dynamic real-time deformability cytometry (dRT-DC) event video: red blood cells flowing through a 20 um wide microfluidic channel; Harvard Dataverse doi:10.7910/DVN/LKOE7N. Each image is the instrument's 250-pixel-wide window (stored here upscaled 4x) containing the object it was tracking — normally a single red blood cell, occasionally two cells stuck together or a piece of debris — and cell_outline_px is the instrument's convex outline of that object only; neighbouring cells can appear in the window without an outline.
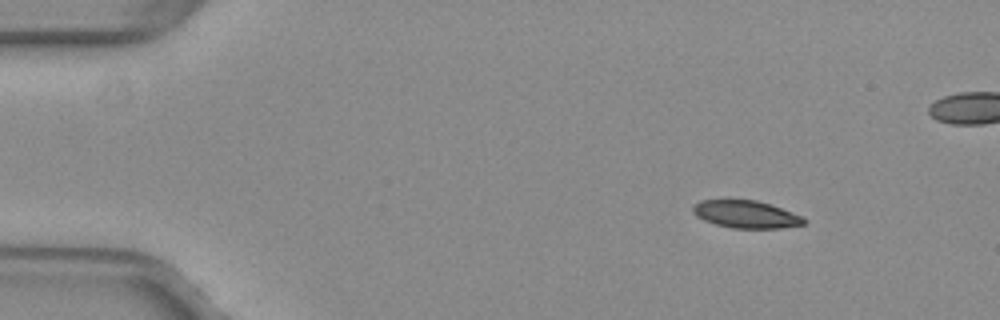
{"species": "common noctule bat (a hibernating species)", "species_latin": "Nyctalus noctula", "temperature_condition": "warm", "stored_images_in_passage": 22, "camera_frame_rate_fps": 3000, "um_per_image_px": 0.085, "animal": {"sex": "female", "body_mass_g": 29.2, "forearm_length_mm": 56.3}, "frame": {"image": 1, "passage_image": 7, "time_ms": 2.0, "image_size_px": [1000, 320], "cell_outline_px": [[804, 224], [780, 228], [732, 228], [716, 224], [704, 220], [696, 216], [692, 212], [692, 208], [700, 200], [728, 196], [756, 200], [792, 212], [800, 216], [804, 220]], "centroid_in_image_um": [63.29, 18.16], "position_along_channel_um": 21.7, "area_um2": 18.26}}
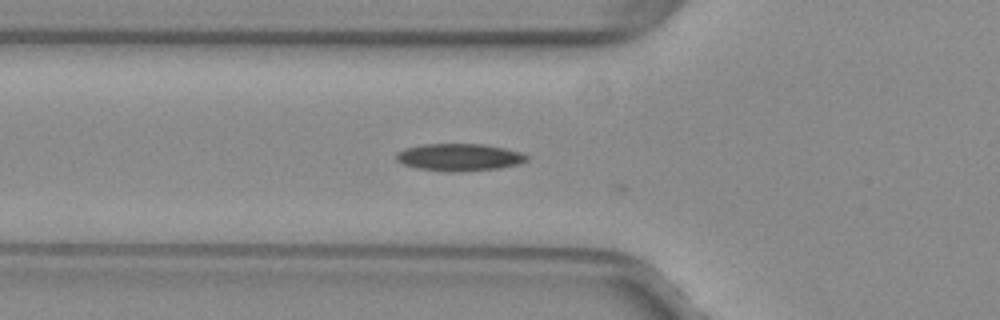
{"frame": {"image": 2, "passage_image": 19, "time_ms": 6.0, "image_size_px": [1000, 320], "cell_outline_px": [[528, 160], [516, 164], [500, 168], [460, 172], [444, 172], [416, 168], [404, 164], [396, 160], [396, 152], [404, 148], [424, 144], [484, 144], [504, 148], [520, 152], [528, 156]], "centroid_in_image_um": [39.0, 13.37], "position_along_channel_um": 86.8, "area_um2": 20.87}}